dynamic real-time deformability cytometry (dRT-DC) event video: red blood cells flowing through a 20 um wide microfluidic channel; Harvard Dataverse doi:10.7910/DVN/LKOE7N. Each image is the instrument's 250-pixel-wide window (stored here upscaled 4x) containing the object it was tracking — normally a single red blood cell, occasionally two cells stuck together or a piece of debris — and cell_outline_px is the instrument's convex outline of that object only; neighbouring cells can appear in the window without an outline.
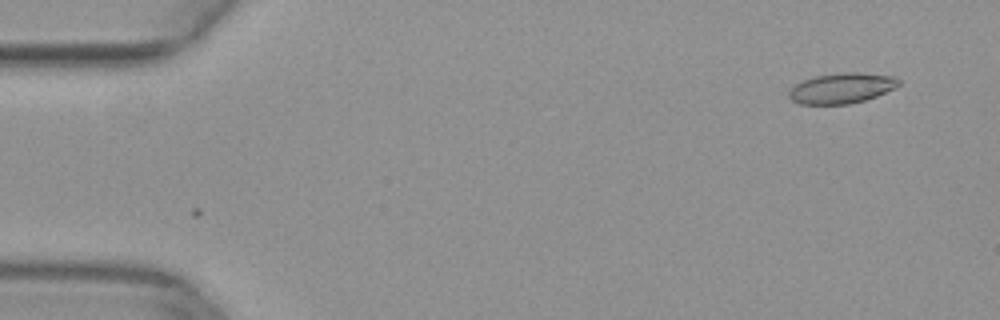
{"species": "common noctule bat (a hibernating species)", "species_latin": "Nyctalus noctula", "temperature_condition": "warm", "stored_images_in_passage": 3, "camera_frame_rate_fps": 3000, "um_per_image_px": 0.085, "animal": {"sex": "female", "body_mass_g": 29.2, "forearm_length_mm": 56.3}, "frame": {"image": 1, "passage_image": 2, "time_ms": 0.333, "image_size_px": [1000, 320], "cell_outline_px": [[900, 84], [896, 88], [876, 96], [864, 100], [848, 104], [800, 104], [792, 100], [788, 96], [788, 88], [804, 80], [816, 76], [844, 72], [860, 72], [896, 76], [900, 80]], "centroid_in_image_um": [71.56, 7.49], "position_along_channel_um": 13.4, "area_um2": 19.59}}